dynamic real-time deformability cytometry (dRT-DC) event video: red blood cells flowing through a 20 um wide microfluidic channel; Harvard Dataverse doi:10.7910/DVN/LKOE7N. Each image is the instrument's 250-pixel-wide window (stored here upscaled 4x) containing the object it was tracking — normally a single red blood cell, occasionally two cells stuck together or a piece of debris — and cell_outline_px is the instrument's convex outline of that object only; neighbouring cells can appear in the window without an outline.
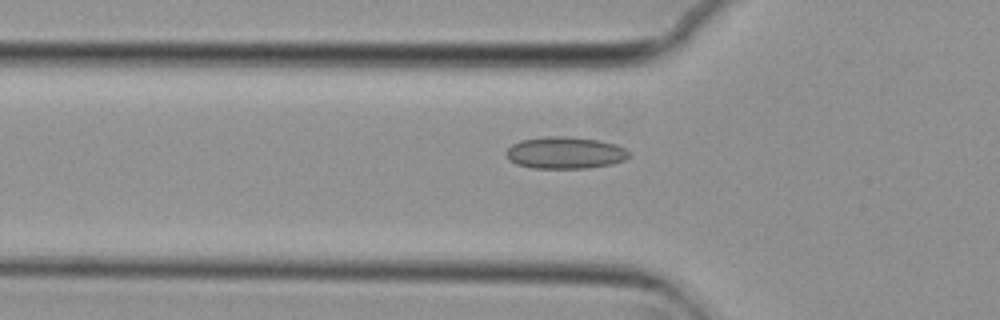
{"species": "common noctule bat (a hibernating species)", "species_latin": "Nyctalus noctula", "temperature_condition": "cold", "stored_images_in_passage": 28, "camera_frame_rate_fps": 3000, "um_per_image_px": 0.085, "animal": {"sex": "female", "body_mass_g": 29.2, "forearm_length_mm": 56.3}, "frame": {"image": 1, "passage_image": 4, "time_ms": 1.0, "image_size_px": [1000, 320], "cell_outline_px": [[632, 156], [624, 160], [612, 164], [588, 168], [532, 168], [516, 164], [508, 160], [504, 152], [512, 144], [520, 140], [544, 136], [564, 136], [600, 140], [616, 144], [624, 148]], "centroid_in_image_um": [48.01, 12.98], "position_along_channel_um": 77.8, "area_um2": 23.12}}
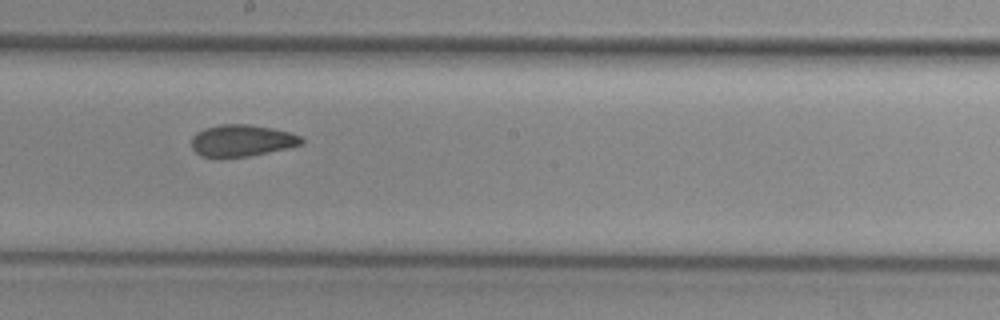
{"frame": {"image": 2, "passage_image": 16, "time_ms": 5.0, "image_size_px": [1000, 320], "cell_outline_px": [[304, 144], [288, 148], [248, 156], [200, 156], [192, 148], [192, 136], [196, 132], [204, 128], [220, 124], [248, 124], [272, 128], [288, 132], [300, 136], [304, 140]], "centroid_in_image_um": [20.56, 11.93], "position_along_channel_um": 227.6, "area_um2": 20.17}}
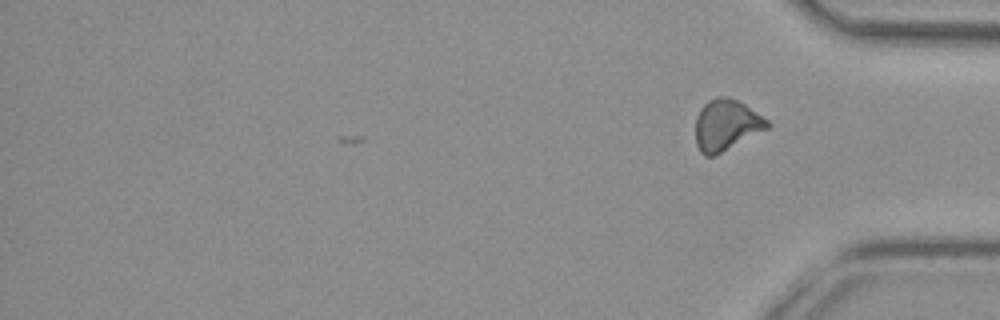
{"frame": {"image": 3, "passage_image": 28, "time_ms": 9.0, "image_size_px": [1000, 320], "cell_outline_px": [[772, 124], [768, 128], [716, 156], [704, 156], [700, 152], [696, 144], [696, 116], [700, 108], [708, 100], [716, 96], [728, 96], [744, 104], [768, 120]], "centroid_in_image_um": [61.71, 10.63], "position_along_channel_um": 373.5, "area_um2": 21.5}, "authors_computed_cell_mechanics": {"area_um2": 20.7213, "velocity_mm_per_s": 3.7309, "shape_relaxation_time_tau1_ms": null, "shape_relaxation_time_tau2_ms": 2.6273, "deformation_change_tau1": null, "deformation_change_tau2": 0.0794}}